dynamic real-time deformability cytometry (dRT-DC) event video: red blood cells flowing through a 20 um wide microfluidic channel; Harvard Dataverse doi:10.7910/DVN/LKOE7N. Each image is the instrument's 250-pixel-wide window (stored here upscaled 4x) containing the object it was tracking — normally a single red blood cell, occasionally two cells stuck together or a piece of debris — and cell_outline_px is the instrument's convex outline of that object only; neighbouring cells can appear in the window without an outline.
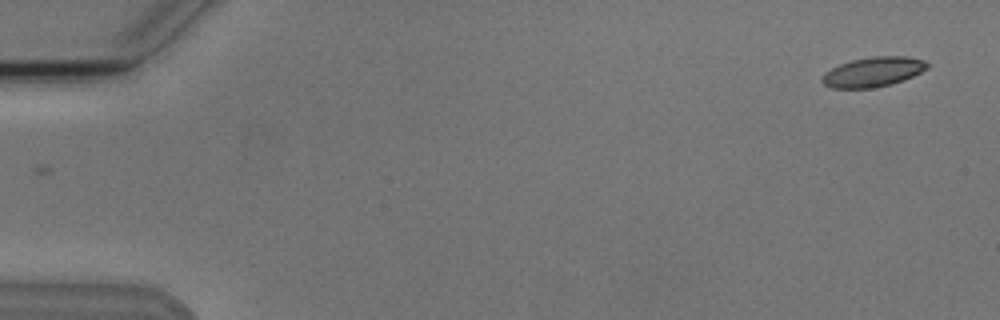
{"species": "Egyptian fruit bat (a non-hibernating species)", "species_latin": "Rousettus aegyptiacus", "temperature_condition": "cold", "stored_images_in_passage": 2, "camera_frame_rate_fps": 3000, "um_per_image_px": 0.085, "animal": {"sex": "male"}, "frame": {"image": 1, "passage_image": 2, "time_ms": 1.0, "image_size_px": [1000, 320], "cell_outline_px": [[928, 68], [912, 76], [892, 84], [872, 88], [832, 88], [824, 84], [820, 80], [832, 68], [840, 64], [852, 60], [872, 56], [908, 56], [924, 60], [928, 64]], "centroid_in_image_um": [74.24, 6.11], "position_along_channel_um": 10.8, "area_um2": 18.03}}